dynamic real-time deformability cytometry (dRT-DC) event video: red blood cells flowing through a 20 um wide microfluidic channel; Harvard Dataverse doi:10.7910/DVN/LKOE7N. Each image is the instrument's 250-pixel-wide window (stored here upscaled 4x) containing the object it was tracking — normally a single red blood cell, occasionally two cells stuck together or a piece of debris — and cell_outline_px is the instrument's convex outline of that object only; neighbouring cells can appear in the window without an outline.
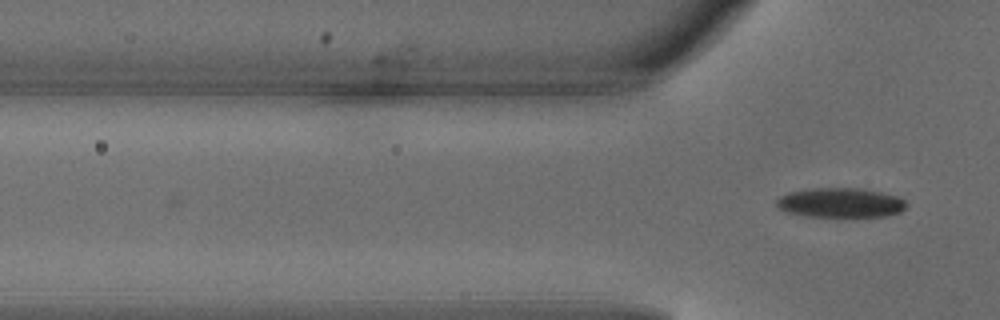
{"species": "common noctule bat (a hibernating species)", "species_latin": "Nyctalus noctula", "temperature_condition": "warm", "stored_images_in_passage": 2, "camera_frame_rate_fps": 3000, "um_per_image_px": 0.085, "animal": {"sex": "male", "body_mass_g": 18.8}, "frame": {"image": 1, "passage_image": 2, "time_ms": 0.333, "image_size_px": [1000, 320], "cell_outline_px": [[904, 208], [900, 212], [884, 216], [804, 216], [784, 212], [776, 204], [776, 200], [780, 196], [788, 192], [812, 188], [864, 188], [896, 196], [904, 200]], "centroid_in_image_um": [71.38, 17.22], "position_along_channel_um": 54.4, "area_um2": 22.25}}